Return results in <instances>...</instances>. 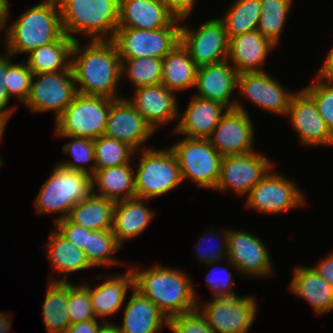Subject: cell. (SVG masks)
<instances>
[{
	"instance_id": "cell-16",
	"label": "cell",
	"mask_w": 333,
	"mask_h": 333,
	"mask_svg": "<svg viewBox=\"0 0 333 333\" xmlns=\"http://www.w3.org/2000/svg\"><path fill=\"white\" fill-rule=\"evenodd\" d=\"M154 134L155 131L127 98L122 96L111 102L104 135L128 144L137 152Z\"/></svg>"
},
{
	"instance_id": "cell-21",
	"label": "cell",
	"mask_w": 333,
	"mask_h": 333,
	"mask_svg": "<svg viewBox=\"0 0 333 333\" xmlns=\"http://www.w3.org/2000/svg\"><path fill=\"white\" fill-rule=\"evenodd\" d=\"M133 97L127 100L145 118L154 131L160 126L178 119L179 108L175 92L164 85L157 84L139 87L134 90Z\"/></svg>"
},
{
	"instance_id": "cell-19",
	"label": "cell",
	"mask_w": 333,
	"mask_h": 333,
	"mask_svg": "<svg viewBox=\"0 0 333 333\" xmlns=\"http://www.w3.org/2000/svg\"><path fill=\"white\" fill-rule=\"evenodd\" d=\"M237 88L241 95L265 111L287 115L295 92H288L268 72H244L238 75Z\"/></svg>"
},
{
	"instance_id": "cell-31",
	"label": "cell",
	"mask_w": 333,
	"mask_h": 333,
	"mask_svg": "<svg viewBox=\"0 0 333 333\" xmlns=\"http://www.w3.org/2000/svg\"><path fill=\"white\" fill-rule=\"evenodd\" d=\"M162 64L161 84L168 90L176 93L195 86L198 66L181 42L162 59Z\"/></svg>"
},
{
	"instance_id": "cell-15",
	"label": "cell",
	"mask_w": 333,
	"mask_h": 333,
	"mask_svg": "<svg viewBox=\"0 0 333 333\" xmlns=\"http://www.w3.org/2000/svg\"><path fill=\"white\" fill-rule=\"evenodd\" d=\"M227 263L246 276L265 278L274 273L265 243L252 233L242 230L228 229Z\"/></svg>"
},
{
	"instance_id": "cell-55",
	"label": "cell",
	"mask_w": 333,
	"mask_h": 333,
	"mask_svg": "<svg viewBox=\"0 0 333 333\" xmlns=\"http://www.w3.org/2000/svg\"><path fill=\"white\" fill-rule=\"evenodd\" d=\"M10 117H8L6 114L0 113V143H2V140L4 138V131L6 129V125L9 122ZM3 165V159L0 156V166Z\"/></svg>"
},
{
	"instance_id": "cell-51",
	"label": "cell",
	"mask_w": 333,
	"mask_h": 333,
	"mask_svg": "<svg viewBox=\"0 0 333 333\" xmlns=\"http://www.w3.org/2000/svg\"><path fill=\"white\" fill-rule=\"evenodd\" d=\"M312 268L333 288V253Z\"/></svg>"
},
{
	"instance_id": "cell-26",
	"label": "cell",
	"mask_w": 333,
	"mask_h": 333,
	"mask_svg": "<svg viewBox=\"0 0 333 333\" xmlns=\"http://www.w3.org/2000/svg\"><path fill=\"white\" fill-rule=\"evenodd\" d=\"M288 287L290 292L308 301L316 314L333 310V288L312 267L297 266Z\"/></svg>"
},
{
	"instance_id": "cell-5",
	"label": "cell",
	"mask_w": 333,
	"mask_h": 333,
	"mask_svg": "<svg viewBox=\"0 0 333 333\" xmlns=\"http://www.w3.org/2000/svg\"><path fill=\"white\" fill-rule=\"evenodd\" d=\"M91 193L90 175L57 164L33 204L39 214L62 213L54 221L57 222L66 218L71 209Z\"/></svg>"
},
{
	"instance_id": "cell-47",
	"label": "cell",
	"mask_w": 333,
	"mask_h": 333,
	"mask_svg": "<svg viewBox=\"0 0 333 333\" xmlns=\"http://www.w3.org/2000/svg\"><path fill=\"white\" fill-rule=\"evenodd\" d=\"M55 229L81 250L86 249L88 235L93 231L73 223L68 217L55 222Z\"/></svg>"
},
{
	"instance_id": "cell-23",
	"label": "cell",
	"mask_w": 333,
	"mask_h": 333,
	"mask_svg": "<svg viewBox=\"0 0 333 333\" xmlns=\"http://www.w3.org/2000/svg\"><path fill=\"white\" fill-rule=\"evenodd\" d=\"M275 47L277 46L256 29L229 38L227 60L239 74L264 72L259 66L265 64L268 53Z\"/></svg>"
},
{
	"instance_id": "cell-37",
	"label": "cell",
	"mask_w": 333,
	"mask_h": 333,
	"mask_svg": "<svg viewBox=\"0 0 333 333\" xmlns=\"http://www.w3.org/2000/svg\"><path fill=\"white\" fill-rule=\"evenodd\" d=\"M162 59L155 57H139L121 60V77H128L139 87L157 85L161 83Z\"/></svg>"
},
{
	"instance_id": "cell-41",
	"label": "cell",
	"mask_w": 333,
	"mask_h": 333,
	"mask_svg": "<svg viewBox=\"0 0 333 333\" xmlns=\"http://www.w3.org/2000/svg\"><path fill=\"white\" fill-rule=\"evenodd\" d=\"M67 311L71 324L97 319L89 294V290L83 285L69 283Z\"/></svg>"
},
{
	"instance_id": "cell-13",
	"label": "cell",
	"mask_w": 333,
	"mask_h": 333,
	"mask_svg": "<svg viewBox=\"0 0 333 333\" xmlns=\"http://www.w3.org/2000/svg\"><path fill=\"white\" fill-rule=\"evenodd\" d=\"M180 42L198 67L227 60L229 39L218 18L205 21L196 30L181 25Z\"/></svg>"
},
{
	"instance_id": "cell-12",
	"label": "cell",
	"mask_w": 333,
	"mask_h": 333,
	"mask_svg": "<svg viewBox=\"0 0 333 333\" xmlns=\"http://www.w3.org/2000/svg\"><path fill=\"white\" fill-rule=\"evenodd\" d=\"M301 189L282 174L270 170L248 193L246 208L265 214H278L305 206Z\"/></svg>"
},
{
	"instance_id": "cell-8",
	"label": "cell",
	"mask_w": 333,
	"mask_h": 333,
	"mask_svg": "<svg viewBox=\"0 0 333 333\" xmlns=\"http://www.w3.org/2000/svg\"><path fill=\"white\" fill-rule=\"evenodd\" d=\"M182 181L191 179L198 187L215 190L220 177L223 156L208 139H183L173 144Z\"/></svg>"
},
{
	"instance_id": "cell-7",
	"label": "cell",
	"mask_w": 333,
	"mask_h": 333,
	"mask_svg": "<svg viewBox=\"0 0 333 333\" xmlns=\"http://www.w3.org/2000/svg\"><path fill=\"white\" fill-rule=\"evenodd\" d=\"M112 101L102 96L77 93L73 101L55 120L54 136H73L92 140L103 136Z\"/></svg>"
},
{
	"instance_id": "cell-10",
	"label": "cell",
	"mask_w": 333,
	"mask_h": 333,
	"mask_svg": "<svg viewBox=\"0 0 333 333\" xmlns=\"http://www.w3.org/2000/svg\"><path fill=\"white\" fill-rule=\"evenodd\" d=\"M197 309L215 333H248L257 314V302L252 296L214 298Z\"/></svg>"
},
{
	"instance_id": "cell-6",
	"label": "cell",
	"mask_w": 333,
	"mask_h": 333,
	"mask_svg": "<svg viewBox=\"0 0 333 333\" xmlns=\"http://www.w3.org/2000/svg\"><path fill=\"white\" fill-rule=\"evenodd\" d=\"M140 162L134 172L135 197L149 199L162 196L183 183L178 160L170 147L141 149Z\"/></svg>"
},
{
	"instance_id": "cell-32",
	"label": "cell",
	"mask_w": 333,
	"mask_h": 333,
	"mask_svg": "<svg viewBox=\"0 0 333 333\" xmlns=\"http://www.w3.org/2000/svg\"><path fill=\"white\" fill-rule=\"evenodd\" d=\"M75 40L63 34L57 41L30 52L26 64L35 74L54 73L71 68V52Z\"/></svg>"
},
{
	"instance_id": "cell-42",
	"label": "cell",
	"mask_w": 333,
	"mask_h": 333,
	"mask_svg": "<svg viewBox=\"0 0 333 333\" xmlns=\"http://www.w3.org/2000/svg\"><path fill=\"white\" fill-rule=\"evenodd\" d=\"M32 77L33 73L23 60L16 64L10 61L6 73V89L10 98L16 96L25 104L30 94Z\"/></svg>"
},
{
	"instance_id": "cell-28",
	"label": "cell",
	"mask_w": 333,
	"mask_h": 333,
	"mask_svg": "<svg viewBox=\"0 0 333 333\" xmlns=\"http://www.w3.org/2000/svg\"><path fill=\"white\" fill-rule=\"evenodd\" d=\"M107 280L97 287L83 284L88 290L96 318H105L114 315L123 308L128 288H134V275L129 270L124 274H114L106 277Z\"/></svg>"
},
{
	"instance_id": "cell-27",
	"label": "cell",
	"mask_w": 333,
	"mask_h": 333,
	"mask_svg": "<svg viewBox=\"0 0 333 333\" xmlns=\"http://www.w3.org/2000/svg\"><path fill=\"white\" fill-rule=\"evenodd\" d=\"M124 309L123 325H118L122 333H158L168 318L145 296L132 289Z\"/></svg>"
},
{
	"instance_id": "cell-3",
	"label": "cell",
	"mask_w": 333,
	"mask_h": 333,
	"mask_svg": "<svg viewBox=\"0 0 333 333\" xmlns=\"http://www.w3.org/2000/svg\"><path fill=\"white\" fill-rule=\"evenodd\" d=\"M7 27L5 49L15 56L57 41L64 33L57 0H45L24 11Z\"/></svg>"
},
{
	"instance_id": "cell-2",
	"label": "cell",
	"mask_w": 333,
	"mask_h": 333,
	"mask_svg": "<svg viewBox=\"0 0 333 333\" xmlns=\"http://www.w3.org/2000/svg\"><path fill=\"white\" fill-rule=\"evenodd\" d=\"M134 275V288L147 297L167 318L197 309L191 278L183 271L156 265Z\"/></svg>"
},
{
	"instance_id": "cell-18",
	"label": "cell",
	"mask_w": 333,
	"mask_h": 333,
	"mask_svg": "<svg viewBox=\"0 0 333 333\" xmlns=\"http://www.w3.org/2000/svg\"><path fill=\"white\" fill-rule=\"evenodd\" d=\"M239 73L230 64L228 60L217 64L200 66L197 69L195 96L216 101L226 106L228 109H237L245 111L244 105L240 100L233 99L230 101L231 95L237 88Z\"/></svg>"
},
{
	"instance_id": "cell-11",
	"label": "cell",
	"mask_w": 333,
	"mask_h": 333,
	"mask_svg": "<svg viewBox=\"0 0 333 333\" xmlns=\"http://www.w3.org/2000/svg\"><path fill=\"white\" fill-rule=\"evenodd\" d=\"M76 94L72 70L35 74L32 77L31 90L25 106L31 110V113L53 111L56 120Z\"/></svg>"
},
{
	"instance_id": "cell-46",
	"label": "cell",
	"mask_w": 333,
	"mask_h": 333,
	"mask_svg": "<svg viewBox=\"0 0 333 333\" xmlns=\"http://www.w3.org/2000/svg\"><path fill=\"white\" fill-rule=\"evenodd\" d=\"M217 263H208L206 265L212 266L215 265L210 272L212 273H207L205 277V281L211 291L213 292L214 298H219V297H234L237 296L236 293L233 291V283L234 279L232 278V273L228 268L226 267H219V265H216ZM219 267L223 272H225L226 277H221L219 273V277L216 276V268ZM215 269V271H214ZM219 271V269H218ZM218 273V272H217ZM216 274V275H215Z\"/></svg>"
},
{
	"instance_id": "cell-4",
	"label": "cell",
	"mask_w": 333,
	"mask_h": 333,
	"mask_svg": "<svg viewBox=\"0 0 333 333\" xmlns=\"http://www.w3.org/2000/svg\"><path fill=\"white\" fill-rule=\"evenodd\" d=\"M63 33L73 40H112L119 19V0H57Z\"/></svg>"
},
{
	"instance_id": "cell-56",
	"label": "cell",
	"mask_w": 333,
	"mask_h": 333,
	"mask_svg": "<svg viewBox=\"0 0 333 333\" xmlns=\"http://www.w3.org/2000/svg\"><path fill=\"white\" fill-rule=\"evenodd\" d=\"M99 333H122L118 325L112 322H105Z\"/></svg>"
},
{
	"instance_id": "cell-54",
	"label": "cell",
	"mask_w": 333,
	"mask_h": 333,
	"mask_svg": "<svg viewBox=\"0 0 333 333\" xmlns=\"http://www.w3.org/2000/svg\"><path fill=\"white\" fill-rule=\"evenodd\" d=\"M12 318L9 313L0 311V333H9L11 330Z\"/></svg>"
},
{
	"instance_id": "cell-44",
	"label": "cell",
	"mask_w": 333,
	"mask_h": 333,
	"mask_svg": "<svg viewBox=\"0 0 333 333\" xmlns=\"http://www.w3.org/2000/svg\"><path fill=\"white\" fill-rule=\"evenodd\" d=\"M173 333H215L198 309L168 318Z\"/></svg>"
},
{
	"instance_id": "cell-24",
	"label": "cell",
	"mask_w": 333,
	"mask_h": 333,
	"mask_svg": "<svg viewBox=\"0 0 333 333\" xmlns=\"http://www.w3.org/2000/svg\"><path fill=\"white\" fill-rule=\"evenodd\" d=\"M175 19L162 0H119L118 28L156 30Z\"/></svg>"
},
{
	"instance_id": "cell-36",
	"label": "cell",
	"mask_w": 333,
	"mask_h": 333,
	"mask_svg": "<svg viewBox=\"0 0 333 333\" xmlns=\"http://www.w3.org/2000/svg\"><path fill=\"white\" fill-rule=\"evenodd\" d=\"M260 2L261 14L257 30L274 45H278L293 0H260Z\"/></svg>"
},
{
	"instance_id": "cell-1",
	"label": "cell",
	"mask_w": 333,
	"mask_h": 333,
	"mask_svg": "<svg viewBox=\"0 0 333 333\" xmlns=\"http://www.w3.org/2000/svg\"><path fill=\"white\" fill-rule=\"evenodd\" d=\"M89 42L82 48L78 38L72 47L71 68L77 93L112 100L122 98L117 92V84L121 80V60L114 42Z\"/></svg>"
},
{
	"instance_id": "cell-33",
	"label": "cell",
	"mask_w": 333,
	"mask_h": 333,
	"mask_svg": "<svg viewBox=\"0 0 333 333\" xmlns=\"http://www.w3.org/2000/svg\"><path fill=\"white\" fill-rule=\"evenodd\" d=\"M114 206V201L91 193L78 202L67 217L90 230H111Z\"/></svg>"
},
{
	"instance_id": "cell-45",
	"label": "cell",
	"mask_w": 333,
	"mask_h": 333,
	"mask_svg": "<svg viewBox=\"0 0 333 333\" xmlns=\"http://www.w3.org/2000/svg\"><path fill=\"white\" fill-rule=\"evenodd\" d=\"M213 230H214V227L208 233H205V235H203L201 237V239L196 243L197 244L196 252L198 255L197 258H199V260L202 261V263L204 262L205 265L208 263L219 264L220 261H222L223 259L227 260V256H228V229L227 230L225 229V230L221 231L220 233H216L217 231H215V230L213 231ZM212 234L215 236H212ZM209 236L214 237V240L216 238H217V240L221 239V240H219L221 243L219 242V247L211 246V248L209 247V249H207V251H206L205 249H203L204 246L206 245L205 241H203V240L208 241L210 239Z\"/></svg>"
},
{
	"instance_id": "cell-25",
	"label": "cell",
	"mask_w": 333,
	"mask_h": 333,
	"mask_svg": "<svg viewBox=\"0 0 333 333\" xmlns=\"http://www.w3.org/2000/svg\"><path fill=\"white\" fill-rule=\"evenodd\" d=\"M144 200L134 197L115 203L111 230L122 247L125 240L139 236L150 226L155 213Z\"/></svg>"
},
{
	"instance_id": "cell-14",
	"label": "cell",
	"mask_w": 333,
	"mask_h": 333,
	"mask_svg": "<svg viewBox=\"0 0 333 333\" xmlns=\"http://www.w3.org/2000/svg\"><path fill=\"white\" fill-rule=\"evenodd\" d=\"M273 166L268 156L256 151L223 156L220 177L215 190L232 189L236 194L247 196Z\"/></svg>"
},
{
	"instance_id": "cell-35",
	"label": "cell",
	"mask_w": 333,
	"mask_h": 333,
	"mask_svg": "<svg viewBox=\"0 0 333 333\" xmlns=\"http://www.w3.org/2000/svg\"><path fill=\"white\" fill-rule=\"evenodd\" d=\"M233 3L223 18H220L228 39L256 30L261 14L260 0H236Z\"/></svg>"
},
{
	"instance_id": "cell-52",
	"label": "cell",
	"mask_w": 333,
	"mask_h": 333,
	"mask_svg": "<svg viewBox=\"0 0 333 333\" xmlns=\"http://www.w3.org/2000/svg\"><path fill=\"white\" fill-rule=\"evenodd\" d=\"M324 81L333 83V47L328 51L326 59L317 73Z\"/></svg>"
},
{
	"instance_id": "cell-30",
	"label": "cell",
	"mask_w": 333,
	"mask_h": 333,
	"mask_svg": "<svg viewBox=\"0 0 333 333\" xmlns=\"http://www.w3.org/2000/svg\"><path fill=\"white\" fill-rule=\"evenodd\" d=\"M51 231L48 243L45 244L46 255L52 268L60 277L65 275L63 279L56 280L50 278L53 282H67L66 277L73 272H79L84 269L92 268L84 250L77 248L74 244L63 237L56 229ZM69 273V274H68ZM60 276H59V275Z\"/></svg>"
},
{
	"instance_id": "cell-48",
	"label": "cell",
	"mask_w": 333,
	"mask_h": 333,
	"mask_svg": "<svg viewBox=\"0 0 333 333\" xmlns=\"http://www.w3.org/2000/svg\"><path fill=\"white\" fill-rule=\"evenodd\" d=\"M12 54L5 51L4 54L0 55V113L6 114L11 118V115L14 110H16V106H11V108L7 109V105L9 104L10 98L8 91L6 89V73L8 64L10 59L12 58Z\"/></svg>"
},
{
	"instance_id": "cell-22",
	"label": "cell",
	"mask_w": 333,
	"mask_h": 333,
	"mask_svg": "<svg viewBox=\"0 0 333 333\" xmlns=\"http://www.w3.org/2000/svg\"><path fill=\"white\" fill-rule=\"evenodd\" d=\"M189 102L185 112L179 111L178 119H181L174 131L190 139H208L228 108L195 95Z\"/></svg>"
},
{
	"instance_id": "cell-20",
	"label": "cell",
	"mask_w": 333,
	"mask_h": 333,
	"mask_svg": "<svg viewBox=\"0 0 333 333\" xmlns=\"http://www.w3.org/2000/svg\"><path fill=\"white\" fill-rule=\"evenodd\" d=\"M292 128L303 145L333 146V135L313 99L301 88L293 95L288 113Z\"/></svg>"
},
{
	"instance_id": "cell-17",
	"label": "cell",
	"mask_w": 333,
	"mask_h": 333,
	"mask_svg": "<svg viewBox=\"0 0 333 333\" xmlns=\"http://www.w3.org/2000/svg\"><path fill=\"white\" fill-rule=\"evenodd\" d=\"M254 131L247 111L228 109L208 140L222 156L245 154L254 151Z\"/></svg>"
},
{
	"instance_id": "cell-40",
	"label": "cell",
	"mask_w": 333,
	"mask_h": 333,
	"mask_svg": "<svg viewBox=\"0 0 333 333\" xmlns=\"http://www.w3.org/2000/svg\"><path fill=\"white\" fill-rule=\"evenodd\" d=\"M62 138H72L71 142H67L63 147L62 151L65 154L71 155L73 157L74 162L69 161H62L59 164L65 168L73 169L82 173H86L90 176L93 175L95 172V158H94V140L82 138V137H67V136H58ZM92 165L86 166V163L89 162Z\"/></svg>"
},
{
	"instance_id": "cell-34",
	"label": "cell",
	"mask_w": 333,
	"mask_h": 333,
	"mask_svg": "<svg viewBox=\"0 0 333 333\" xmlns=\"http://www.w3.org/2000/svg\"><path fill=\"white\" fill-rule=\"evenodd\" d=\"M68 293L69 281L48 283L42 306L47 333H65L71 325L67 311Z\"/></svg>"
},
{
	"instance_id": "cell-43",
	"label": "cell",
	"mask_w": 333,
	"mask_h": 333,
	"mask_svg": "<svg viewBox=\"0 0 333 333\" xmlns=\"http://www.w3.org/2000/svg\"><path fill=\"white\" fill-rule=\"evenodd\" d=\"M303 90L313 99L318 112L333 135V83L316 76L313 83Z\"/></svg>"
},
{
	"instance_id": "cell-53",
	"label": "cell",
	"mask_w": 333,
	"mask_h": 333,
	"mask_svg": "<svg viewBox=\"0 0 333 333\" xmlns=\"http://www.w3.org/2000/svg\"><path fill=\"white\" fill-rule=\"evenodd\" d=\"M9 0H0V31L7 27L6 23L9 18Z\"/></svg>"
},
{
	"instance_id": "cell-50",
	"label": "cell",
	"mask_w": 333,
	"mask_h": 333,
	"mask_svg": "<svg viewBox=\"0 0 333 333\" xmlns=\"http://www.w3.org/2000/svg\"><path fill=\"white\" fill-rule=\"evenodd\" d=\"M98 319H92L82 322L71 324L65 333H99L103 324L107 321L101 320L99 324Z\"/></svg>"
},
{
	"instance_id": "cell-29",
	"label": "cell",
	"mask_w": 333,
	"mask_h": 333,
	"mask_svg": "<svg viewBox=\"0 0 333 333\" xmlns=\"http://www.w3.org/2000/svg\"><path fill=\"white\" fill-rule=\"evenodd\" d=\"M135 166L128 163L95 171L91 176L92 194L115 203L134 198L135 171L133 169ZM96 187L98 191L95 189Z\"/></svg>"
},
{
	"instance_id": "cell-38",
	"label": "cell",
	"mask_w": 333,
	"mask_h": 333,
	"mask_svg": "<svg viewBox=\"0 0 333 333\" xmlns=\"http://www.w3.org/2000/svg\"><path fill=\"white\" fill-rule=\"evenodd\" d=\"M122 246L118 243L112 230H93L88 235L84 253L89 263L94 267L122 265L119 260H114L113 254ZM113 253V254H112Z\"/></svg>"
},
{
	"instance_id": "cell-39",
	"label": "cell",
	"mask_w": 333,
	"mask_h": 333,
	"mask_svg": "<svg viewBox=\"0 0 333 333\" xmlns=\"http://www.w3.org/2000/svg\"><path fill=\"white\" fill-rule=\"evenodd\" d=\"M136 151L128 144L103 135L94 140L95 171L130 163Z\"/></svg>"
},
{
	"instance_id": "cell-49",
	"label": "cell",
	"mask_w": 333,
	"mask_h": 333,
	"mask_svg": "<svg viewBox=\"0 0 333 333\" xmlns=\"http://www.w3.org/2000/svg\"><path fill=\"white\" fill-rule=\"evenodd\" d=\"M168 10L181 21L187 19L192 12L196 0H162Z\"/></svg>"
},
{
	"instance_id": "cell-9",
	"label": "cell",
	"mask_w": 333,
	"mask_h": 333,
	"mask_svg": "<svg viewBox=\"0 0 333 333\" xmlns=\"http://www.w3.org/2000/svg\"><path fill=\"white\" fill-rule=\"evenodd\" d=\"M179 22L182 23L176 18L168 27L156 30L117 28L112 41L120 60L139 57L163 59L180 43Z\"/></svg>"
}]
</instances>
